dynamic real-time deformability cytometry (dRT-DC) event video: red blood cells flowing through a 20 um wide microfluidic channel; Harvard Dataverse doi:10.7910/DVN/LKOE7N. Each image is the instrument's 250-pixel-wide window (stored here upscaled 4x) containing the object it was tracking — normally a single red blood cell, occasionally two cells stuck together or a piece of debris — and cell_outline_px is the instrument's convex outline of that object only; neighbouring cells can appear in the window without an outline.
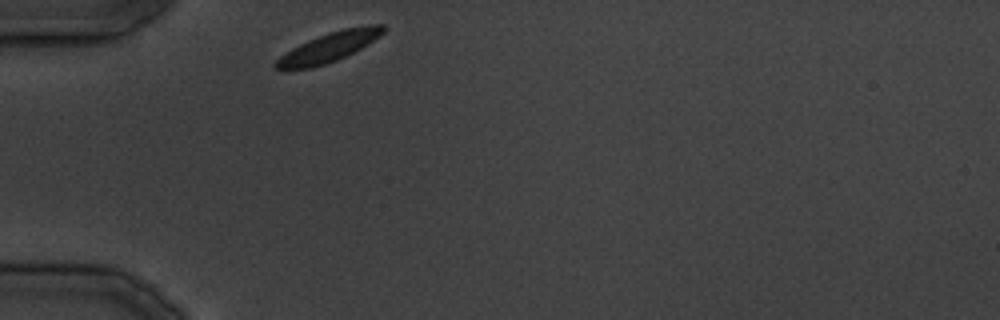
{"species": "common noctule bat (a hibernating species)", "species_latin": "Nyctalus noctula", "temperature_condition": "cold", "stored_images_in_passage": 21, "camera_frame_rate_fps": 3000, "um_per_image_px": 0.085, "animal": {"sex": "male", "body_mass_g": 19.5, "forearm_length_mm": 54.6}, "frame": {"image": 1, "passage_image": 1, "time_ms": 0.0, "image_size_px": [1000, 320], "cell_outline_px": [[388, 28], [380, 36], [360, 48], [336, 60], [312, 68], [276, 68], [272, 64], [284, 52], [308, 40], [344, 28], [368, 24], [384, 24]], "centroid_in_image_um": [27.99, 3.98], "position_along_channel_um": 57.0, "area_um2": 18.09}}
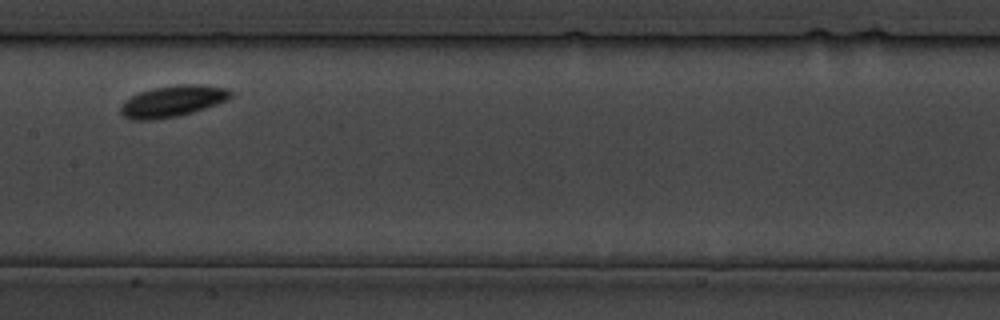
{"frame": {"image": 2, "passage_image": 9, "time_ms": 10.333, "image_size_px": [1000, 320], "cell_outline_px": [[232, 96], [228, 100], [192, 112], [176, 116], [156, 120], [128, 120], [120, 112], [120, 104], [124, 100], [140, 92], [152, 88], [176, 84], [204, 84], [228, 88], [232, 92]], "centroid_in_image_um": [14.66, 8.59], "position_along_channel_um": 192.7, "area_um2": 20.35}}
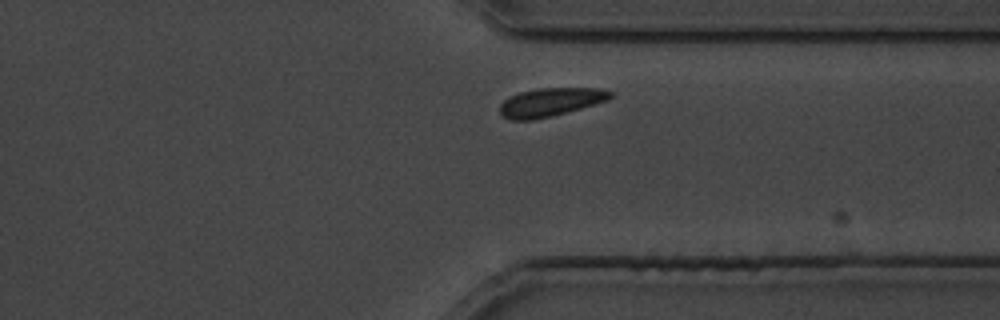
{"frame": {"image": 3, "passage_image": 19, "time_ms": 22.333, "image_size_px": [1000, 320], "cell_outline_px": [[612, 96], [608, 100], [580, 108], [532, 120], [512, 120], [504, 116], [500, 112], [500, 104], [508, 96], [520, 92], [536, 88], [600, 88], [612, 92]], "centroid_in_image_um": [46.76, 8.66], "position_along_channel_um": 364.6, "area_um2": 18.03}}